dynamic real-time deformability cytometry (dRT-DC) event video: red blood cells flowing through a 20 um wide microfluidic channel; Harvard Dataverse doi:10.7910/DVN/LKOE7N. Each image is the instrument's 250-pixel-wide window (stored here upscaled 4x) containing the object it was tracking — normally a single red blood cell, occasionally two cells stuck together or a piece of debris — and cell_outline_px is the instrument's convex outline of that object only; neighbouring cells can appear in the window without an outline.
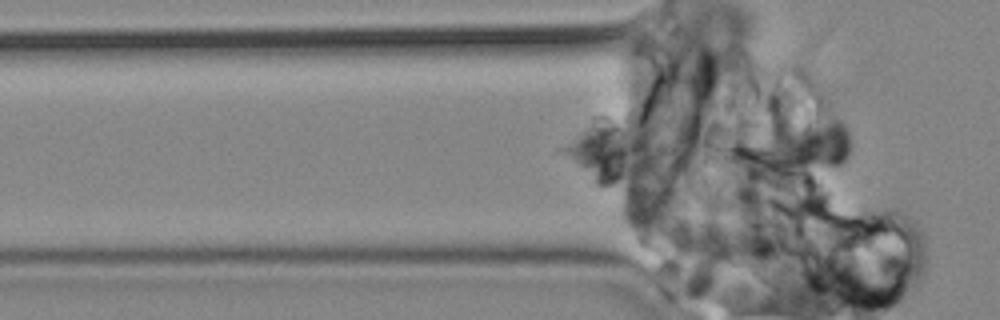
{"species": "common noctule bat (a hibernating species)", "species_latin": "Nyctalus noctula", "temperature_condition": "cold", "stored_images_in_passage": 9, "camera_frame_rate_fps": 3000, "um_per_image_px": 0.085, "animal": {"sex": "male", "body_mass_g": 19.2, "forearm_length_mm": 51.8}, "frame": {"image": 1, "passage_image": 9, "time_ms": 2.667, "image_size_px": [1000, 320], "cell_outline_px": [[848, 156], [840, 164], [832, 168], [768, 168], [764, 164], [760, 152], [764, 140], [776, 132], [812, 116], [836, 120], [848, 132]], "centroid_in_image_um": [68.6, 12.35], "position_along_channel_um": 57.2, "area_um2": 26.24}}